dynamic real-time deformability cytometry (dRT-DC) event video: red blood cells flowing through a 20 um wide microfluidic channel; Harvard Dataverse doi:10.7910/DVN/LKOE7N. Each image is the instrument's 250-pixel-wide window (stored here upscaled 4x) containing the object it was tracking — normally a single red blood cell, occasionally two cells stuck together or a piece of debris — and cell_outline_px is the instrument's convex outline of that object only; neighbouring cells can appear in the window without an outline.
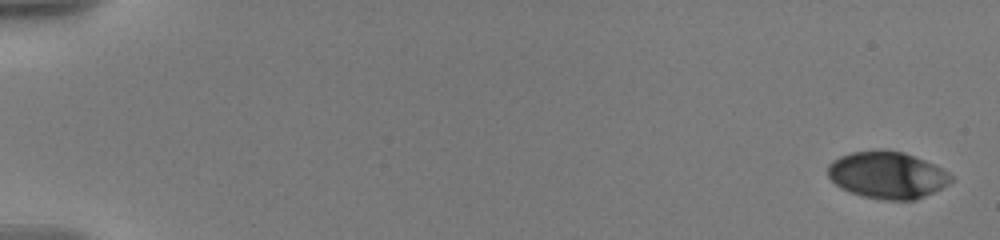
{"species": "human", "species_latin": "Homo sapiens", "temperature_condition": "warm", "stored_images_in_passage": 42, "camera_frame_rate_fps": 3000, "um_per_image_px": 0.085, "donor": {"sex": "male"}, "frame": {"image": 1, "passage_image": 1, "time_ms": 0.0, "image_size_px": [1000, 240], "cell_outline_px": [[952, 180], [948, 184], [924, 196], [912, 200], [884, 200], [864, 196], [852, 192], [836, 184], [828, 176], [828, 164], [832, 160], [840, 156], [852, 152], [904, 152], [924, 160], [948, 172], [952, 176]], "centroid_in_image_um": [75.41, 14.9], "position_along_channel_um": 9.6, "area_um2": 32.77}}
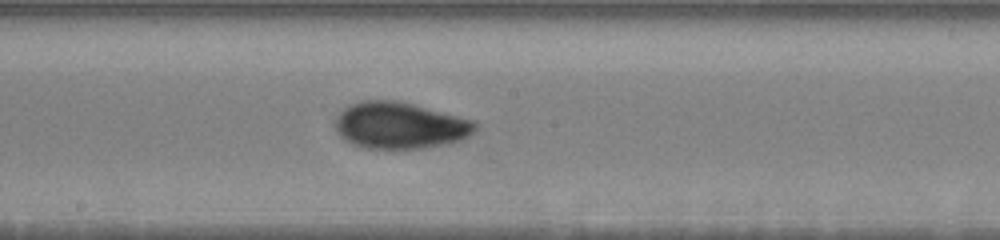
{"frame": {"image": 2, "passage_image": 24, "time_ms": 10.667, "image_size_px": [1000, 240], "cell_outline_px": [[476, 128], [464, 140], [448, 144], [396, 152], [364, 148], [352, 144], [344, 140], [340, 136], [336, 128], [336, 116], [348, 104], [360, 100], [396, 100], [476, 120]], "centroid_in_image_um": [33.98, 10.7], "position_along_channel_um": 214.2, "area_um2": 39.02}}
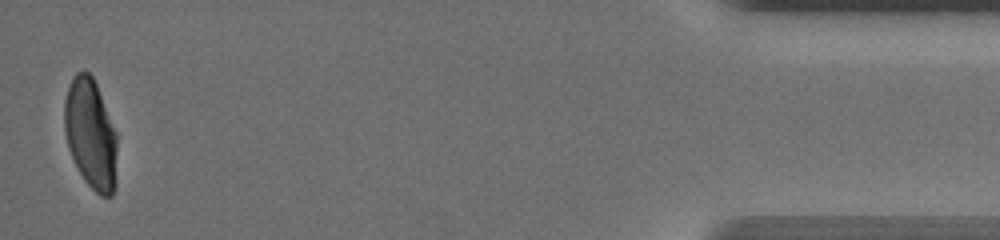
{"frame": {"image": 3, "passage_image": 42, "time_ms": 18.667, "image_size_px": [1000, 240], "cell_outline_px": [[116, 184], [112, 196], [100, 196], [84, 180], [68, 148], [64, 128], [64, 100], [68, 88], [76, 72], [84, 68], [92, 76], [96, 84], [116, 132]], "centroid_in_image_um": [7.7, 11.38], "position_along_channel_um": 427.5, "area_um2": 33.7}, "authors_computed_cell_mechanics": {"area_um2": 35.2002, "velocity_mm_per_s": 3.5721, "shape_relaxation_time_tau1_ms": 4.832, "shape_relaxation_time_tau2_ms": 1.2602, "deformation_change_tau1": 0.1587, "deformation_change_tau2": 0.0439}}